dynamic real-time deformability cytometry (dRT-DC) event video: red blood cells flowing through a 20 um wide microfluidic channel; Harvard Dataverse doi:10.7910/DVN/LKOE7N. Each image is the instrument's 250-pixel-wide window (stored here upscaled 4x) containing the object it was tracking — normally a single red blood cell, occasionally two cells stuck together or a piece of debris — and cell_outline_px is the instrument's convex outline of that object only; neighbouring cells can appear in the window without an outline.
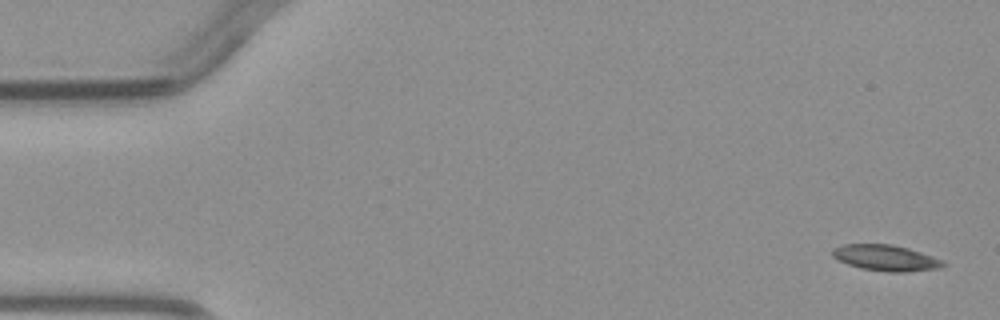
{"species": "common noctule bat (a hibernating species)", "species_latin": "Nyctalus noctula", "temperature_condition": "warm", "stored_images_in_passage": 4, "camera_frame_rate_fps": 3000, "um_per_image_px": 0.085, "animal": {"sex": "male", "body_mass_g": 23.1, "forearm_length_mm": 52.7}, "frame": {"image": 1, "passage_image": 1, "time_ms": 0.0, "image_size_px": [1000, 320], "cell_outline_px": [[948, 264], [940, 268], [904, 272], [888, 272], [860, 268], [836, 260], [832, 256], [832, 248], [844, 244], [892, 244], [908, 248], [944, 260]], "centroid_in_image_um": [75.29, 21.92], "position_along_channel_um": 9.7, "area_um2": 16.88}}
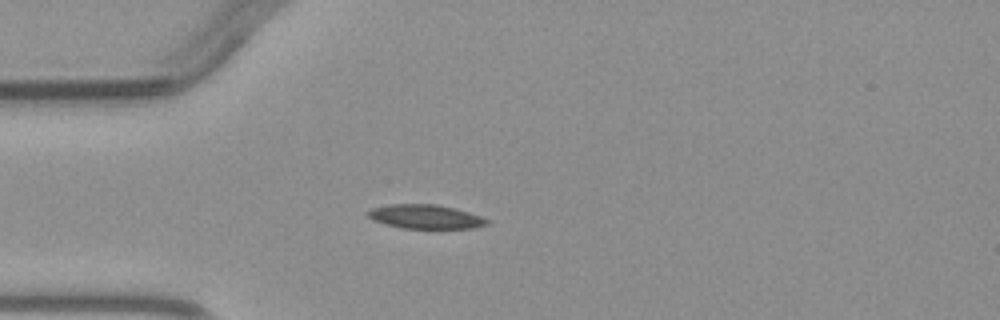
{"frame": {"image": 2, "passage_image": 4, "time_ms": 3.667, "image_size_px": [1000, 320], "cell_outline_px": [[492, 220], [488, 224], [472, 228], [404, 228], [372, 220], [368, 216], [368, 212], [372, 208], [392, 204], [436, 204], [456, 208]], "centroid_in_image_um": [36.21, 18.41], "position_along_channel_um": 48.8, "area_um2": 16.53}}